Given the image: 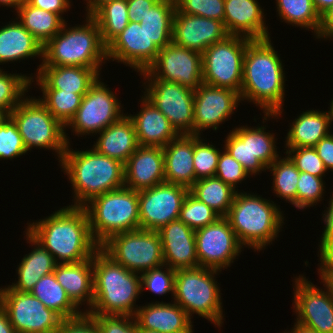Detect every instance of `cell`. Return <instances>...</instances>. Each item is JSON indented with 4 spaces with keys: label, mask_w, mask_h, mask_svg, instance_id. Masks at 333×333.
Here are the masks:
<instances>
[{
    "label": "cell",
    "mask_w": 333,
    "mask_h": 333,
    "mask_svg": "<svg viewBox=\"0 0 333 333\" xmlns=\"http://www.w3.org/2000/svg\"><path fill=\"white\" fill-rule=\"evenodd\" d=\"M26 231L54 257L57 264L90 259L100 249L91 234L84 207L64 206L41 221L29 223Z\"/></svg>",
    "instance_id": "obj_1"
},
{
    "label": "cell",
    "mask_w": 333,
    "mask_h": 333,
    "mask_svg": "<svg viewBox=\"0 0 333 333\" xmlns=\"http://www.w3.org/2000/svg\"><path fill=\"white\" fill-rule=\"evenodd\" d=\"M271 39H252L243 58L241 101L258 105L263 119L278 118L282 114L285 93V73L282 61Z\"/></svg>",
    "instance_id": "obj_2"
},
{
    "label": "cell",
    "mask_w": 333,
    "mask_h": 333,
    "mask_svg": "<svg viewBox=\"0 0 333 333\" xmlns=\"http://www.w3.org/2000/svg\"><path fill=\"white\" fill-rule=\"evenodd\" d=\"M69 145L59 164L74 191V204L69 206L84 207L96 196L124 186L122 162L101 155L94 148L76 151Z\"/></svg>",
    "instance_id": "obj_3"
},
{
    "label": "cell",
    "mask_w": 333,
    "mask_h": 333,
    "mask_svg": "<svg viewBox=\"0 0 333 333\" xmlns=\"http://www.w3.org/2000/svg\"><path fill=\"white\" fill-rule=\"evenodd\" d=\"M116 263L101 248L93 255L94 299L89 314L134 316L141 276Z\"/></svg>",
    "instance_id": "obj_4"
},
{
    "label": "cell",
    "mask_w": 333,
    "mask_h": 333,
    "mask_svg": "<svg viewBox=\"0 0 333 333\" xmlns=\"http://www.w3.org/2000/svg\"><path fill=\"white\" fill-rule=\"evenodd\" d=\"M85 20L86 24L70 28L65 22L61 31L43 45L39 66H81L100 75V66L108 60L107 47L96 21L91 16Z\"/></svg>",
    "instance_id": "obj_5"
},
{
    "label": "cell",
    "mask_w": 333,
    "mask_h": 333,
    "mask_svg": "<svg viewBox=\"0 0 333 333\" xmlns=\"http://www.w3.org/2000/svg\"><path fill=\"white\" fill-rule=\"evenodd\" d=\"M282 215L273 201L237 189L226 218L242 245L260 251L278 237Z\"/></svg>",
    "instance_id": "obj_6"
},
{
    "label": "cell",
    "mask_w": 333,
    "mask_h": 333,
    "mask_svg": "<svg viewBox=\"0 0 333 333\" xmlns=\"http://www.w3.org/2000/svg\"><path fill=\"white\" fill-rule=\"evenodd\" d=\"M88 203L91 234L100 246L115 234L140 229L138 191L123 186Z\"/></svg>",
    "instance_id": "obj_7"
},
{
    "label": "cell",
    "mask_w": 333,
    "mask_h": 333,
    "mask_svg": "<svg viewBox=\"0 0 333 333\" xmlns=\"http://www.w3.org/2000/svg\"><path fill=\"white\" fill-rule=\"evenodd\" d=\"M219 270L197 267L176 270L174 302L192 319L196 313L215 326L223 324L221 293L216 279Z\"/></svg>",
    "instance_id": "obj_8"
},
{
    "label": "cell",
    "mask_w": 333,
    "mask_h": 333,
    "mask_svg": "<svg viewBox=\"0 0 333 333\" xmlns=\"http://www.w3.org/2000/svg\"><path fill=\"white\" fill-rule=\"evenodd\" d=\"M17 124L27 151L33 147L52 149L59 162L70 144L66 127L36 97H25L9 114ZM67 135V136H66Z\"/></svg>",
    "instance_id": "obj_9"
},
{
    "label": "cell",
    "mask_w": 333,
    "mask_h": 333,
    "mask_svg": "<svg viewBox=\"0 0 333 333\" xmlns=\"http://www.w3.org/2000/svg\"><path fill=\"white\" fill-rule=\"evenodd\" d=\"M100 248L131 272L140 274L164 266L162 243L157 231L139 229L118 233Z\"/></svg>",
    "instance_id": "obj_10"
},
{
    "label": "cell",
    "mask_w": 333,
    "mask_h": 333,
    "mask_svg": "<svg viewBox=\"0 0 333 333\" xmlns=\"http://www.w3.org/2000/svg\"><path fill=\"white\" fill-rule=\"evenodd\" d=\"M252 39L228 35L202 53L203 83L241 92L243 58Z\"/></svg>",
    "instance_id": "obj_11"
},
{
    "label": "cell",
    "mask_w": 333,
    "mask_h": 333,
    "mask_svg": "<svg viewBox=\"0 0 333 333\" xmlns=\"http://www.w3.org/2000/svg\"><path fill=\"white\" fill-rule=\"evenodd\" d=\"M0 306L16 333H55L62 318L30 292L0 288Z\"/></svg>",
    "instance_id": "obj_12"
},
{
    "label": "cell",
    "mask_w": 333,
    "mask_h": 333,
    "mask_svg": "<svg viewBox=\"0 0 333 333\" xmlns=\"http://www.w3.org/2000/svg\"><path fill=\"white\" fill-rule=\"evenodd\" d=\"M145 80L147 81L143 83L146 86L143 95L166 116L179 135H193L194 90L157 78Z\"/></svg>",
    "instance_id": "obj_13"
},
{
    "label": "cell",
    "mask_w": 333,
    "mask_h": 333,
    "mask_svg": "<svg viewBox=\"0 0 333 333\" xmlns=\"http://www.w3.org/2000/svg\"><path fill=\"white\" fill-rule=\"evenodd\" d=\"M106 86L98 78L83 96L80 107L66 125L76 135H96L125 115L121 112L119 99Z\"/></svg>",
    "instance_id": "obj_14"
},
{
    "label": "cell",
    "mask_w": 333,
    "mask_h": 333,
    "mask_svg": "<svg viewBox=\"0 0 333 333\" xmlns=\"http://www.w3.org/2000/svg\"><path fill=\"white\" fill-rule=\"evenodd\" d=\"M320 276L326 291L302 275L295 278L293 304L296 322L318 333H333V286L323 275Z\"/></svg>",
    "instance_id": "obj_15"
},
{
    "label": "cell",
    "mask_w": 333,
    "mask_h": 333,
    "mask_svg": "<svg viewBox=\"0 0 333 333\" xmlns=\"http://www.w3.org/2000/svg\"><path fill=\"white\" fill-rule=\"evenodd\" d=\"M140 74L196 90L203 83L202 54L171 42L160 49L156 60Z\"/></svg>",
    "instance_id": "obj_16"
},
{
    "label": "cell",
    "mask_w": 333,
    "mask_h": 333,
    "mask_svg": "<svg viewBox=\"0 0 333 333\" xmlns=\"http://www.w3.org/2000/svg\"><path fill=\"white\" fill-rule=\"evenodd\" d=\"M199 267L221 271L227 269L244 247L226 217L195 230Z\"/></svg>",
    "instance_id": "obj_17"
},
{
    "label": "cell",
    "mask_w": 333,
    "mask_h": 333,
    "mask_svg": "<svg viewBox=\"0 0 333 333\" xmlns=\"http://www.w3.org/2000/svg\"><path fill=\"white\" fill-rule=\"evenodd\" d=\"M188 192L184 186L166 182L138 191L140 229L158 231L179 219Z\"/></svg>",
    "instance_id": "obj_18"
},
{
    "label": "cell",
    "mask_w": 333,
    "mask_h": 333,
    "mask_svg": "<svg viewBox=\"0 0 333 333\" xmlns=\"http://www.w3.org/2000/svg\"><path fill=\"white\" fill-rule=\"evenodd\" d=\"M240 101L237 91L202 83L194 90L193 135L200 136L210 127L217 131L219 124L231 118Z\"/></svg>",
    "instance_id": "obj_19"
},
{
    "label": "cell",
    "mask_w": 333,
    "mask_h": 333,
    "mask_svg": "<svg viewBox=\"0 0 333 333\" xmlns=\"http://www.w3.org/2000/svg\"><path fill=\"white\" fill-rule=\"evenodd\" d=\"M159 51L140 23L129 22L107 46V59L123 62L141 73L156 60Z\"/></svg>",
    "instance_id": "obj_20"
},
{
    "label": "cell",
    "mask_w": 333,
    "mask_h": 333,
    "mask_svg": "<svg viewBox=\"0 0 333 333\" xmlns=\"http://www.w3.org/2000/svg\"><path fill=\"white\" fill-rule=\"evenodd\" d=\"M227 33L223 22L184 13H175L172 43L201 54L214 43L224 40Z\"/></svg>",
    "instance_id": "obj_21"
},
{
    "label": "cell",
    "mask_w": 333,
    "mask_h": 333,
    "mask_svg": "<svg viewBox=\"0 0 333 333\" xmlns=\"http://www.w3.org/2000/svg\"><path fill=\"white\" fill-rule=\"evenodd\" d=\"M157 232L162 243L164 265L174 270L199 267L195 230L176 219Z\"/></svg>",
    "instance_id": "obj_22"
},
{
    "label": "cell",
    "mask_w": 333,
    "mask_h": 333,
    "mask_svg": "<svg viewBox=\"0 0 333 333\" xmlns=\"http://www.w3.org/2000/svg\"><path fill=\"white\" fill-rule=\"evenodd\" d=\"M165 182L164 150L138 146L124 164V186L141 191Z\"/></svg>",
    "instance_id": "obj_23"
},
{
    "label": "cell",
    "mask_w": 333,
    "mask_h": 333,
    "mask_svg": "<svg viewBox=\"0 0 333 333\" xmlns=\"http://www.w3.org/2000/svg\"><path fill=\"white\" fill-rule=\"evenodd\" d=\"M263 11L257 0H224L223 25L229 35L270 38Z\"/></svg>",
    "instance_id": "obj_24"
},
{
    "label": "cell",
    "mask_w": 333,
    "mask_h": 333,
    "mask_svg": "<svg viewBox=\"0 0 333 333\" xmlns=\"http://www.w3.org/2000/svg\"><path fill=\"white\" fill-rule=\"evenodd\" d=\"M153 303L137 309L134 317L140 329L160 333H193L190 317L178 304Z\"/></svg>",
    "instance_id": "obj_25"
},
{
    "label": "cell",
    "mask_w": 333,
    "mask_h": 333,
    "mask_svg": "<svg viewBox=\"0 0 333 333\" xmlns=\"http://www.w3.org/2000/svg\"><path fill=\"white\" fill-rule=\"evenodd\" d=\"M35 80L41 89L86 94L99 74L92 68L81 66H39Z\"/></svg>",
    "instance_id": "obj_26"
},
{
    "label": "cell",
    "mask_w": 333,
    "mask_h": 333,
    "mask_svg": "<svg viewBox=\"0 0 333 333\" xmlns=\"http://www.w3.org/2000/svg\"><path fill=\"white\" fill-rule=\"evenodd\" d=\"M140 101L142 107L138 114L128 115L134 125L138 144L165 147L179 134L171 126L166 116L145 96L141 97Z\"/></svg>",
    "instance_id": "obj_27"
},
{
    "label": "cell",
    "mask_w": 333,
    "mask_h": 333,
    "mask_svg": "<svg viewBox=\"0 0 333 333\" xmlns=\"http://www.w3.org/2000/svg\"><path fill=\"white\" fill-rule=\"evenodd\" d=\"M163 150L165 182L190 189L195 183L194 135H178L163 147Z\"/></svg>",
    "instance_id": "obj_28"
},
{
    "label": "cell",
    "mask_w": 333,
    "mask_h": 333,
    "mask_svg": "<svg viewBox=\"0 0 333 333\" xmlns=\"http://www.w3.org/2000/svg\"><path fill=\"white\" fill-rule=\"evenodd\" d=\"M53 273L79 309L82 303H87L88 309H91L94 299L93 257L78 263L56 264Z\"/></svg>",
    "instance_id": "obj_29"
},
{
    "label": "cell",
    "mask_w": 333,
    "mask_h": 333,
    "mask_svg": "<svg viewBox=\"0 0 333 333\" xmlns=\"http://www.w3.org/2000/svg\"><path fill=\"white\" fill-rule=\"evenodd\" d=\"M93 148L101 155L126 163L139 144L132 120L124 115L100 133Z\"/></svg>",
    "instance_id": "obj_30"
},
{
    "label": "cell",
    "mask_w": 333,
    "mask_h": 333,
    "mask_svg": "<svg viewBox=\"0 0 333 333\" xmlns=\"http://www.w3.org/2000/svg\"><path fill=\"white\" fill-rule=\"evenodd\" d=\"M330 111H303L290 125L285 148L314 147L330 132Z\"/></svg>",
    "instance_id": "obj_31"
},
{
    "label": "cell",
    "mask_w": 333,
    "mask_h": 333,
    "mask_svg": "<svg viewBox=\"0 0 333 333\" xmlns=\"http://www.w3.org/2000/svg\"><path fill=\"white\" fill-rule=\"evenodd\" d=\"M26 240L35 248L26 254L17 267L18 281L8 287L20 292H30L44 275L53 273L56 267L54 257L27 231Z\"/></svg>",
    "instance_id": "obj_32"
},
{
    "label": "cell",
    "mask_w": 333,
    "mask_h": 333,
    "mask_svg": "<svg viewBox=\"0 0 333 333\" xmlns=\"http://www.w3.org/2000/svg\"><path fill=\"white\" fill-rule=\"evenodd\" d=\"M42 48L18 20L0 28V65L34 56L42 58Z\"/></svg>",
    "instance_id": "obj_33"
},
{
    "label": "cell",
    "mask_w": 333,
    "mask_h": 333,
    "mask_svg": "<svg viewBox=\"0 0 333 333\" xmlns=\"http://www.w3.org/2000/svg\"><path fill=\"white\" fill-rule=\"evenodd\" d=\"M16 19L32 34L42 45L61 31L65 18L30 5L26 0L19 6Z\"/></svg>",
    "instance_id": "obj_34"
},
{
    "label": "cell",
    "mask_w": 333,
    "mask_h": 333,
    "mask_svg": "<svg viewBox=\"0 0 333 333\" xmlns=\"http://www.w3.org/2000/svg\"><path fill=\"white\" fill-rule=\"evenodd\" d=\"M30 293L62 319L74 318L83 313L71 301L64 288L56 280L54 273L41 277Z\"/></svg>",
    "instance_id": "obj_35"
},
{
    "label": "cell",
    "mask_w": 333,
    "mask_h": 333,
    "mask_svg": "<svg viewBox=\"0 0 333 333\" xmlns=\"http://www.w3.org/2000/svg\"><path fill=\"white\" fill-rule=\"evenodd\" d=\"M175 12L174 0H158L140 22V26L159 49L172 42Z\"/></svg>",
    "instance_id": "obj_36"
},
{
    "label": "cell",
    "mask_w": 333,
    "mask_h": 333,
    "mask_svg": "<svg viewBox=\"0 0 333 333\" xmlns=\"http://www.w3.org/2000/svg\"><path fill=\"white\" fill-rule=\"evenodd\" d=\"M189 192L205 203L220 217H226L233 203L236 190L216 176L197 180Z\"/></svg>",
    "instance_id": "obj_37"
},
{
    "label": "cell",
    "mask_w": 333,
    "mask_h": 333,
    "mask_svg": "<svg viewBox=\"0 0 333 333\" xmlns=\"http://www.w3.org/2000/svg\"><path fill=\"white\" fill-rule=\"evenodd\" d=\"M264 126L249 127L250 163L249 175H256L279 158L274 134L266 132Z\"/></svg>",
    "instance_id": "obj_38"
},
{
    "label": "cell",
    "mask_w": 333,
    "mask_h": 333,
    "mask_svg": "<svg viewBox=\"0 0 333 333\" xmlns=\"http://www.w3.org/2000/svg\"><path fill=\"white\" fill-rule=\"evenodd\" d=\"M91 17L96 21L101 39L107 47L129 23L127 0L106 3Z\"/></svg>",
    "instance_id": "obj_39"
},
{
    "label": "cell",
    "mask_w": 333,
    "mask_h": 333,
    "mask_svg": "<svg viewBox=\"0 0 333 333\" xmlns=\"http://www.w3.org/2000/svg\"><path fill=\"white\" fill-rule=\"evenodd\" d=\"M280 19L285 23L314 31L317 36L321 16L315 9L313 0H276Z\"/></svg>",
    "instance_id": "obj_40"
},
{
    "label": "cell",
    "mask_w": 333,
    "mask_h": 333,
    "mask_svg": "<svg viewBox=\"0 0 333 333\" xmlns=\"http://www.w3.org/2000/svg\"><path fill=\"white\" fill-rule=\"evenodd\" d=\"M277 158L267 169L273 176V193L297 208V183L300 171L288 156Z\"/></svg>",
    "instance_id": "obj_41"
},
{
    "label": "cell",
    "mask_w": 333,
    "mask_h": 333,
    "mask_svg": "<svg viewBox=\"0 0 333 333\" xmlns=\"http://www.w3.org/2000/svg\"><path fill=\"white\" fill-rule=\"evenodd\" d=\"M43 98L39 101L59 120L65 127L74 117L81 105L85 94L63 92L57 89H41Z\"/></svg>",
    "instance_id": "obj_42"
},
{
    "label": "cell",
    "mask_w": 333,
    "mask_h": 333,
    "mask_svg": "<svg viewBox=\"0 0 333 333\" xmlns=\"http://www.w3.org/2000/svg\"><path fill=\"white\" fill-rule=\"evenodd\" d=\"M0 69V109L8 114L25 98L27 89L34 81L24 74H7ZM23 96V97H22ZM23 98V99H22Z\"/></svg>",
    "instance_id": "obj_43"
},
{
    "label": "cell",
    "mask_w": 333,
    "mask_h": 333,
    "mask_svg": "<svg viewBox=\"0 0 333 333\" xmlns=\"http://www.w3.org/2000/svg\"><path fill=\"white\" fill-rule=\"evenodd\" d=\"M220 216L190 192L185 196L179 219L193 230L214 223Z\"/></svg>",
    "instance_id": "obj_44"
},
{
    "label": "cell",
    "mask_w": 333,
    "mask_h": 333,
    "mask_svg": "<svg viewBox=\"0 0 333 333\" xmlns=\"http://www.w3.org/2000/svg\"><path fill=\"white\" fill-rule=\"evenodd\" d=\"M201 136L194 135L193 164L195 171V182L200 179L215 176L218 160L220 157L219 148L212 143H205Z\"/></svg>",
    "instance_id": "obj_45"
},
{
    "label": "cell",
    "mask_w": 333,
    "mask_h": 333,
    "mask_svg": "<svg viewBox=\"0 0 333 333\" xmlns=\"http://www.w3.org/2000/svg\"><path fill=\"white\" fill-rule=\"evenodd\" d=\"M324 185L322 177L300 172L297 183V208L303 210L320 202L325 190Z\"/></svg>",
    "instance_id": "obj_46"
},
{
    "label": "cell",
    "mask_w": 333,
    "mask_h": 333,
    "mask_svg": "<svg viewBox=\"0 0 333 333\" xmlns=\"http://www.w3.org/2000/svg\"><path fill=\"white\" fill-rule=\"evenodd\" d=\"M175 13L224 21V0H174Z\"/></svg>",
    "instance_id": "obj_47"
},
{
    "label": "cell",
    "mask_w": 333,
    "mask_h": 333,
    "mask_svg": "<svg viewBox=\"0 0 333 333\" xmlns=\"http://www.w3.org/2000/svg\"><path fill=\"white\" fill-rule=\"evenodd\" d=\"M27 152L17 124L9 116L0 125V159H13Z\"/></svg>",
    "instance_id": "obj_48"
},
{
    "label": "cell",
    "mask_w": 333,
    "mask_h": 333,
    "mask_svg": "<svg viewBox=\"0 0 333 333\" xmlns=\"http://www.w3.org/2000/svg\"><path fill=\"white\" fill-rule=\"evenodd\" d=\"M175 273L176 270L166 265L141 273V292L146 288L157 295L163 296L171 292L172 296H174ZM143 286L145 287L143 288Z\"/></svg>",
    "instance_id": "obj_49"
},
{
    "label": "cell",
    "mask_w": 333,
    "mask_h": 333,
    "mask_svg": "<svg viewBox=\"0 0 333 333\" xmlns=\"http://www.w3.org/2000/svg\"><path fill=\"white\" fill-rule=\"evenodd\" d=\"M288 149V150H287ZM286 155L300 172H307L317 177L325 176L328 171L314 147L287 148ZM293 154V155H292Z\"/></svg>",
    "instance_id": "obj_50"
},
{
    "label": "cell",
    "mask_w": 333,
    "mask_h": 333,
    "mask_svg": "<svg viewBox=\"0 0 333 333\" xmlns=\"http://www.w3.org/2000/svg\"><path fill=\"white\" fill-rule=\"evenodd\" d=\"M224 149L239 162L249 174V127L245 125L231 130L225 138Z\"/></svg>",
    "instance_id": "obj_51"
},
{
    "label": "cell",
    "mask_w": 333,
    "mask_h": 333,
    "mask_svg": "<svg viewBox=\"0 0 333 333\" xmlns=\"http://www.w3.org/2000/svg\"><path fill=\"white\" fill-rule=\"evenodd\" d=\"M329 207L323 214V221L325 228L320 240V249L318 256L320 259V266L317 270L320 275H324L331 267H333V195L329 201Z\"/></svg>",
    "instance_id": "obj_52"
},
{
    "label": "cell",
    "mask_w": 333,
    "mask_h": 333,
    "mask_svg": "<svg viewBox=\"0 0 333 333\" xmlns=\"http://www.w3.org/2000/svg\"><path fill=\"white\" fill-rule=\"evenodd\" d=\"M215 176L236 190L237 184L239 182L241 183L249 174L245 171L243 166L224 149V152L220 153Z\"/></svg>",
    "instance_id": "obj_53"
},
{
    "label": "cell",
    "mask_w": 333,
    "mask_h": 333,
    "mask_svg": "<svg viewBox=\"0 0 333 333\" xmlns=\"http://www.w3.org/2000/svg\"><path fill=\"white\" fill-rule=\"evenodd\" d=\"M101 333H139L134 316L90 314Z\"/></svg>",
    "instance_id": "obj_54"
},
{
    "label": "cell",
    "mask_w": 333,
    "mask_h": 333,
    "mask_svg": "<svg viewBox=\"0 0 333 333\" xmlns=\"http://www.w3.org/2000/svg\"><path fill=\"white\" fill-rule=\"evenodd\" d=\"M55 333H101L97 322L87 312L74 318L62 319Z\"/></svg>",
    "instance_id": "obj_55"
},
{
    "label": "cell",
    "mask_w": 333,
    "mask_h": 333,
    "mask_svg": "<svg viewBox=\"0 0 333 333\" xmlns=\"http://www.w3.org/2000/svg\"><path fill=\"white\" fill-rule=\"evenodd\" d=\"M158 0H127L129 22L140 23Z\"/></svg>",
    "instance_id": "obj_56"
},
{
    "label": "cell",
    "mask_w": 333,
    "mask_h": 333,
    "mask_svg": "<svg viewBox=\"0 0 333 333\" xmlns=\"http://www.w3.org/2000/svg\"><path fill=\"white\" fill-rule=\"evenodd\" d=\"M318 156L322 159L327 170L333 171V133L322 138L315 146Z\"/></svg>",
    "instance_id": "obj_57"
},
{
    "label": "cell",
    "mask_w": 333,
    "mask_h": 333,
    "mask_svg": "<svg viewBox=\"0 0 333 333\" xmlns=\"http://www.w3.org/2000/svg\"><path fill=\"white\" fill-rule=\"evenodd\" d=\"M33 7L57 13L61 17L71 6V0H26ZM63 13V14H62Z\"/></svg>",
    "instance_id": "obj_58"
},
{
    "label": "cell",
    "mask_w": 333,
    "mask_h": 333,
    "mask_svg": "<svg viewBox=\"0 0 333 333\" xmlns=\"http://www.w3.org/2000/svg\"><path fill=\"white\" fill-rule=\"evenodd\" d=\"M332 37H333V6L330 7L328 10H326L321 15L320 26L316 38L332 39Z\"/></svg>",
    "instance_id": "obj_59"
},
{
    "label": "cell",
    "mask_w": 333,
    "mask_h": 333,
    "mask_svg": "<svg viewBox=\"0 0 333 333\" xmlns=\"http://www.w3.org/2000/svg\"><path fill=\"white\" fill-rule=\"evenodd\" d=\"M0 333H16L5 310L0 306Z\"/></svg>",
    "instance_id": "obj_60"
},
{
    "label": "cell",
    "mask_w": 333,
    "mask_h": 333,
    "mask_svg": "<svg viewBox=\"0 0 333 333\" xmlns=\"http://www.w3.org/2000/svg\"><path fill=\"white\" fill-rule=\"evenodd\" d=\"M87 1V9L86 16H92L101 6L106 3L112 2L113 0H86Z\"/></svg>",
    "instance_id": "obj_61"
},
{
    "label": "cell",
    "mask_w": 333,
    "mask_h": 333,
    "mask_svg": "<svg viewBox=\"0 0 333 333\" xmlns=\"http://www.w3.org/2000/svg\"><path fill=\"white\" fill-rule=\"evenodd\" d=\"M313 3L320 16L333 6V0H313Z\"/></svg>",
    "instance_id": "obj_62"
},
{
    "label": "cell",
    "mask_w": 333,
    "mask_h": 333,
    "mask_svg": "<svg viewBox=\"0 0 333 333\" xmlns=\"http://www.w3.org/2000/svg\"><path fill=\"white\" fill-rule=\"evenodd\" d=\"M284 333H318V332L315 331L314 329H311V328H309V327H306V326H304V325H302V324L296 322V323L294 324V327H293V329L291 330V332H290V331L287 332V331L285 330Z\"/></svg>",
    "instance_id": "obj_63"
},
{
    "label": "cell",
    "mask_w": 333,
    "mask_h": 333,
    "mask_svg": "<svg viewBox=\"0 0 333 333\" xmlns=\"http://www.w3.org/2000/svg\"><path fill=\"white\" fill-rule=\"evenodd\" d=\"M24 2V0H0V6L13 7L17 11L19 6Z\"/></svg>",
    "instance_id": "obj_64"
},
{
    "label": "cell",
    "mask_w": 333,
    "mask_h": 333,
    "mask_svg": "<svg viewBox=\"0 0 333 333\" xmlns=\"http://www.w3.org/2000/svg\"><path fill=\"white\" fill-rule=\"evenodd\" d=\"M333 286V267L323 275Z\"/></svg>",
    "instance_id": "obj_65"
},
{
    "label": "cell",
    "mask_w": 333,
    "mask_h": 333,
    "mask_svg": "<svg viewBox=\"0 0 333 333\" xmlns=\"http://www.w3.org/2000/svg\"><path fill=\"white\" fill-rule=\"evenodd\" d=\"M9 117V114L3 110L0 109V125Z\"/></svg>",
    "instance_id": "obj_66"
},
{
    "label": "cell",
    "mask_w": 333,
    "mask_h": 333,
    "mask_svg": "<svg viewBox=\"0 0 333 333\" xmlns=\"http://www.w3.org/2000/svg\"><path fill=\"white\" fill-rule=\"evenodd\" d=\"M139 333H160V332L153 331V330H145V329H140L139 328Z\"/></svg>",
    "instance_id": "obj_67"
},
{
    "label": "cell",
    "mask_w": 333,
    "mask_h": 333,
    "mask_svg": "<svg viewBox=\"0 0 333 333\" xmlns=\"http://www.w3.org/2000/svg\"><path fill=\"white\" fill-rule=\"evenodd\" d=\"M330 113H331V119H332V121H333V100L331 101V103H330Z\"/></svg>",
    "instance_id": "obj_68"
}]
</instances>
